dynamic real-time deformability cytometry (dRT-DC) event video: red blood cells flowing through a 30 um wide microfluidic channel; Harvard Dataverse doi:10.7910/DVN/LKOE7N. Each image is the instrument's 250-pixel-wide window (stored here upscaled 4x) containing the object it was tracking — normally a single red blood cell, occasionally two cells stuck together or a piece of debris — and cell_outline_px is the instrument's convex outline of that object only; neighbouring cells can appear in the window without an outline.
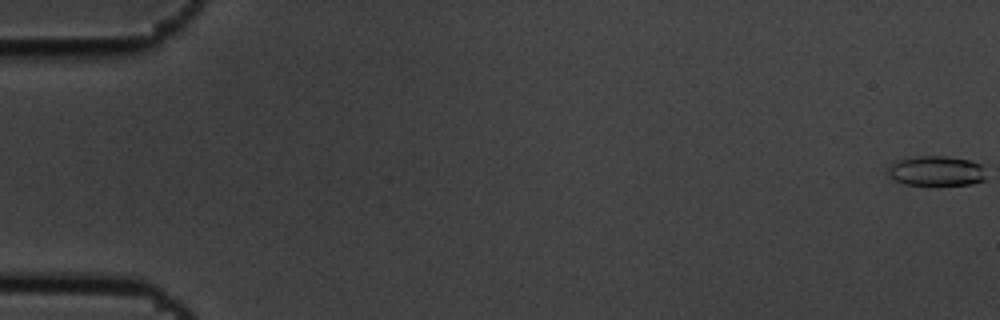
{"species": "common noctule bat (a hibernating species)", "species_latin": "Nyctalus noctula", "temperature_condition": "cold", "stored_images_in_passage": 5, "camera_frame_rate_fps": 3000, "um_per_image_px": 0.085, "animal": {"sex": "male", "body_mass_g": 19.5, "forearm_length_mm": 54.6}, "frame": {"image": 1, "passage_image": 1, "time_ms": 0.0, "image_size_px": [1000, 320], "cell_outline_px": [[984, 180], [972, 184], [904, 184], [892, 180], [888, 176], [888, 168], [892, 164], [900, 160], [916, 156], [948, 156], [968, 160], [980, 164], [984, 176]], "centroid_in_image_um": [79.54, 14.53], "position_along_channel_um": 5.5, "area_um2": 16.82}}